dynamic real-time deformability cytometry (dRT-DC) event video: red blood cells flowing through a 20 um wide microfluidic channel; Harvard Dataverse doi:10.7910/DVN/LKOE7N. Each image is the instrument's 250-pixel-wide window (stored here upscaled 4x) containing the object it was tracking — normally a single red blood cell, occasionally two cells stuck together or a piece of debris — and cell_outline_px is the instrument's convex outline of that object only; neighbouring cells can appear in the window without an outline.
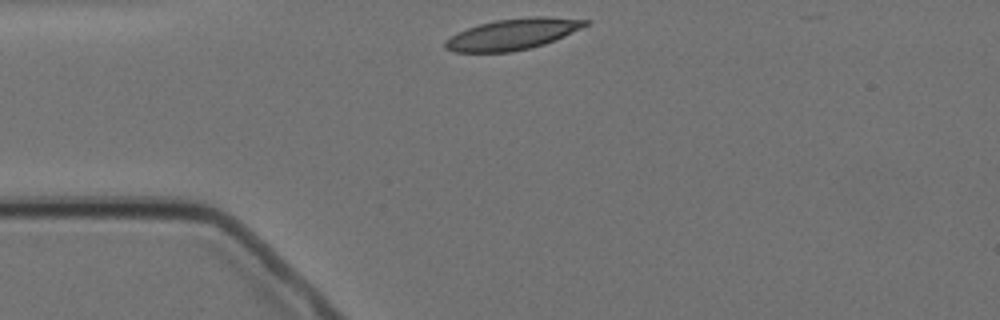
{"species": "Egyptian fruit bat (a non-hibernating species)", "species_latin": "Rousettus aegyptiacus", "temperature_condition": "cold", "stored_images_in_passage": 2, "camera_frame_rate_fps": 3000, "um_per_image_px": 0.085, "animal": {"sex": "female"}, "frame": {"image": 1, "passage_image": 1, "time_ms": 0.0, "image_size_px": [1000, 320], "cell_outline_px": [[592, 20], [588, 24], [564, 36], [544, 44], [532, 48], [512, 52], [456, 52], [444, 48], [444, 40], [456, 32], [480, 24], [496, 20], [536, 16], [544, 16]], "centroid_in_image_um": [43.56, 2.91], "position_along_channel_um": 41.4, "area_um2": 25.32}}